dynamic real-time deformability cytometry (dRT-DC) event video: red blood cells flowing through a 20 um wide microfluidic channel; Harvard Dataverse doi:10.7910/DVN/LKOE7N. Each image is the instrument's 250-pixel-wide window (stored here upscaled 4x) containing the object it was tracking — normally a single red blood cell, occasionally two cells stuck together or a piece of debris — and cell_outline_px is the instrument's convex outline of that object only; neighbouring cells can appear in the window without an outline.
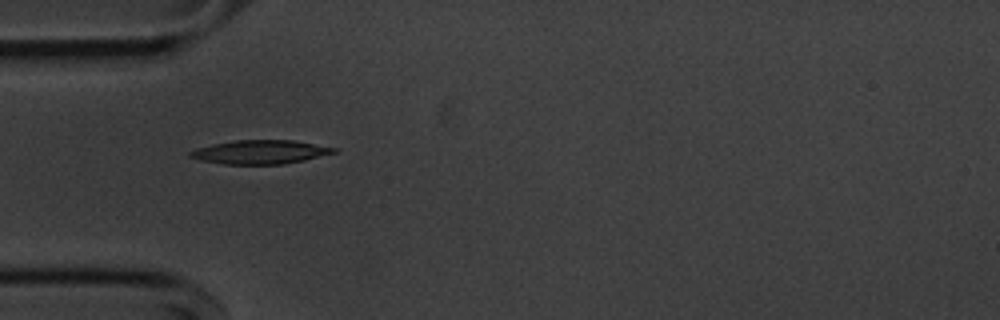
{"species": "common noctule bat (a hibernating species)", "species_latin": "Nyctalus noctula", "temperature_condition": "cold", "stored_images_in_passage": 37, "camera_frame_rate_fps": 3000, "um_per_image_px": 0.085, "animal": {"sex": "male", "body_mass_g": 20.1, "forearm_length_mm": 53.5}, "frame": {"image": 1, "passage_image": 1, "time_ms": 0.0, "image_size_px": [1000, 320], "cell_outline_px": [[336, 152], [304, 160], [284, 164], [224, 164], [200, 160], [188, 156], [188, 152], [196, 148], [212, 144], [236, 140], [292, 140], [336, 148]], "centroid_in_image_um": [22.07, 12.92], "position_along_channel_um": 62.9, "area_um2": 19.77}}